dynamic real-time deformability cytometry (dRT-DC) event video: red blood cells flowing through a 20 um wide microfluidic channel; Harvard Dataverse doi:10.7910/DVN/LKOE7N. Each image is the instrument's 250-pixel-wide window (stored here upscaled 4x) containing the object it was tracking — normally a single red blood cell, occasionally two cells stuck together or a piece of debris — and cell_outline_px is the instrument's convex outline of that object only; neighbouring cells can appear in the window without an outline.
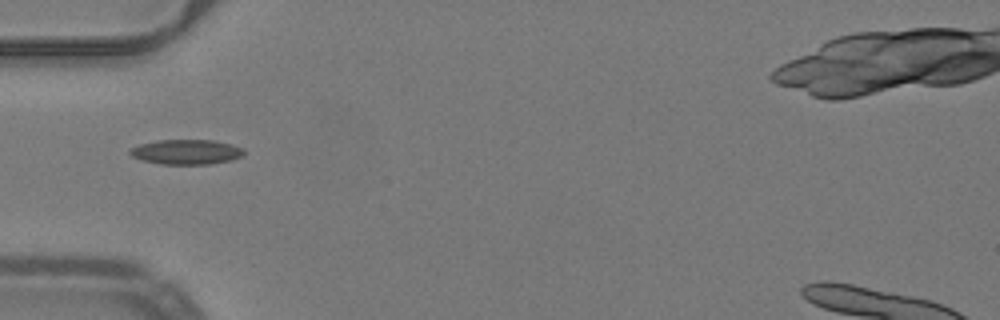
{"species": "common noctule bat (a hibernating species)", "species_latin": "Nyctalus noctula", "temperature_condition": "warm", "stored_images_in_passage": 35, "camera_frame_rate_fps": 3000, "um_per_image_px": 0.085, "animal": {"sex": "male", "body_mass_g": 19.2, "forearm_length_mm": 51.8}, "frame": {"image": 1, "passage_image": 1, "time_ms": 0.0, "image_size_px": [1000, 320], "cell_outline_px": [[244, 156], [232, 160], [212, 164], [160, 164], [144, 160], [132, 156], [128, 152], [132, 148], [140, 144], [156, 140], [216, 140], [232, 144], [244, 148]], "centroid_in_image_um": [15.9, 12.91], "position_along_channel_um": 69.1, "area_um2": 16.65}}
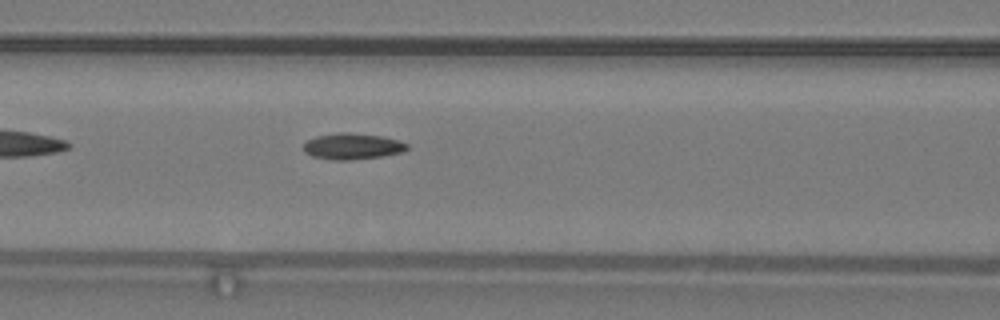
{"frame": {"image": 2, "passage_image": 6, "time_ms": 1.667, "image_size_px": [1000, 320], "cell_outline_px": [[408, 148], [404, 152], [380, 156], [352, 160], [332, 160], [312, 156], [304, 152], [304, 144], [308, 140], [316, 136], [340, 132], [348, 132], [380, 136], [400, 140], [408, 144]], "centroid_in_image_um": [29.96, 12.44], "position_along_channel_um": 136.6, "area_um2": 15.78}}
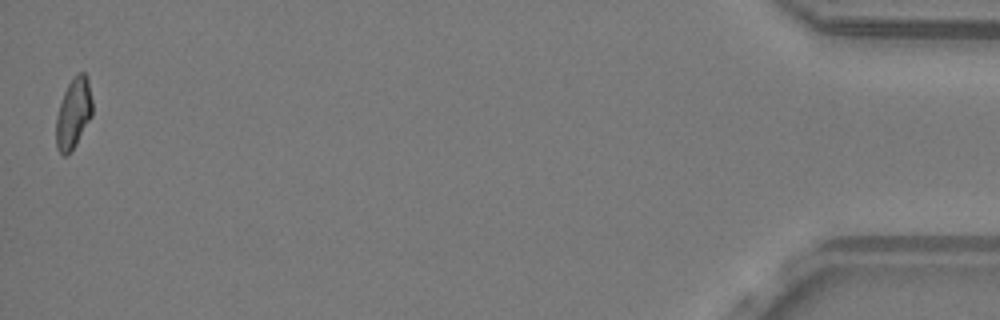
{"frame": {"image": 3, "passage_image": 35, "time_ms": 11.333, "image_size_px": [1000, 320], "cell_outline_px": [[92, 116], [76, 144], [64, 156], [56, 148], [56, 116], [64, 92], [72, 76], [76, 72], [84, 72], [88, 76], [92, 100]], "centroid_in_image_um": [6.25, 9.57], "position_along_channel_um": 428.9, "area_um2": 14.97}}